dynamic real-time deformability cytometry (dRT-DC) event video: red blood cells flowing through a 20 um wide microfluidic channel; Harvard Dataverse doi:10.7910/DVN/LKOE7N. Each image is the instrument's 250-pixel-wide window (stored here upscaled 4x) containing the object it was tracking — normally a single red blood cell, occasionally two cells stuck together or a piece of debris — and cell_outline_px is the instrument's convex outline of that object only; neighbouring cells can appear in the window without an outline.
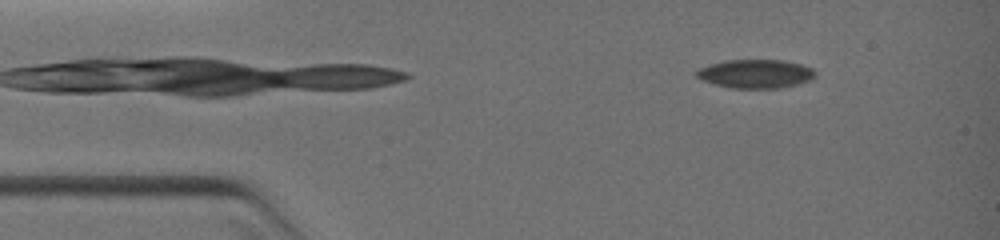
{"species": "common noctule bat (a hibernating species)", "species_latin": "Nyctalus noctula", "temperature_condition": "warm", "stored_images_in_passage": 56, "camera_frame_rate_fps": 3000, "um_per_image_px": 0.085, "animal": {"sex": "female", "body_mass_g": 19.0, "forearm_length_mm": 51.5}, "frame": {"image": 1, "passage_image": 4, "time_ms": 1.0, "image_size_px": [1000, 240], "cell_outline_px": [[816, 76], [812, 80], [780, 88], [732, 88], [700, 80], [692, 72], [708, 64], [724, 60], [784, 60], [800, 64], [812, 68], [816, 72]], "centroid_in_image_um": [64.2, 6.27], "position_along_channel_um": 20.8, "area_um2": 20.06}}
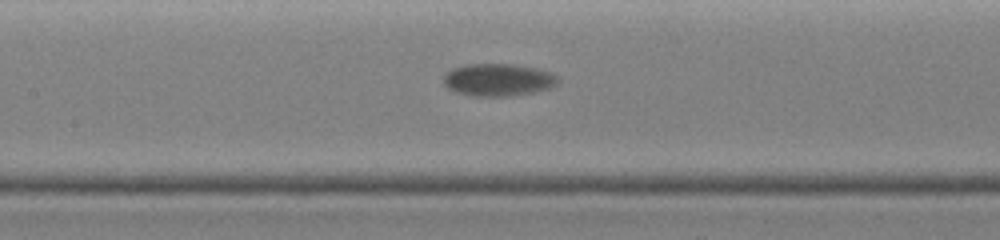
{"frame": {"image": 2, "passage_image": 23, "time_ms": 6.0, "image_size_px": [1000, 240], "cell_outline_px": [[560, 80], [556, 84], [548, 88], [536, 92], [508, 96], [468, 96], [456, 92], [448, 88], [444, 84], [444, 76], [452, 68], [464, 64], [512, 64], [536, 68], [552, 72], [560, 76]], "centroid_in_image_um": [42.36, 6.78], "position_along_channel_um": 165.0, "area_um2": 21.85}}
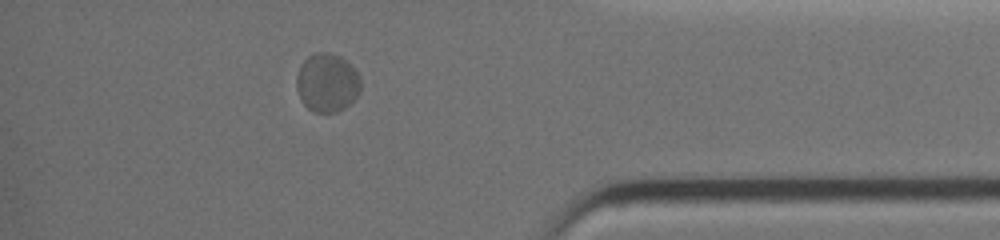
{"frame": {"image": 3, "passage_image": 46, "time_ms": 12.0, "image_size_px": [1000, 240], "cell_outline_px": [[360, 92], [344, 108], [336, 112], [312, 112], [300, 100], [296, 88], [296, 76], [300, 64], [308, 56], [316, 52], [332, 52], [340, 56], [360, 76]], "centroid_in_image_um": [27.76, 7.02], "position_along_channel_um": 407.4, "area_um2": 21.96}}